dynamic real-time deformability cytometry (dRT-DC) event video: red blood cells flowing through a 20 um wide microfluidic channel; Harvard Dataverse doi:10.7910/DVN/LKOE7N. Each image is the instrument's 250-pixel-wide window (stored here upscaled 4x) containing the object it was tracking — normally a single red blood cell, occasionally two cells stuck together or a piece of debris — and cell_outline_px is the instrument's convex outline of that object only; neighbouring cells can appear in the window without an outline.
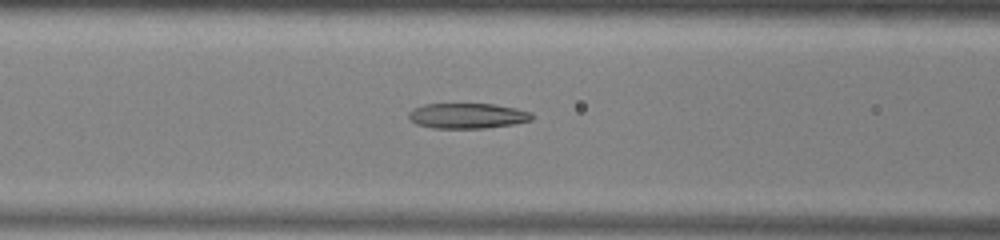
{"species": "common noctule bat (a hibernating species)", "species_latin": "Nyctalus noctula", "temperature_condition": "warm", "stored_images_in_passage": 52, "camera_frame_rate_fps": 3000, "um_per_image_px": 0.085, "animal": {"sex": "male", "body_mass_g": 13.0, "forearm_length_mm": 53.1}, "frame": {"image": 1, "passage_image": 21, "time_ms": 6.667, "image_size_px": [1000, 240], "cell_outline_px": [[532, 120], [512, 124], [484, 128], [432, 128], [416, 124], [408, 116], [408, 112], [412, 108], [424, 104], [492, 104], [516, 108], [532, 112]], "centroid_in_image_um": [39.7, 9.84], "position_along_channel_um": 126.9, "area_um2": 18.15}}
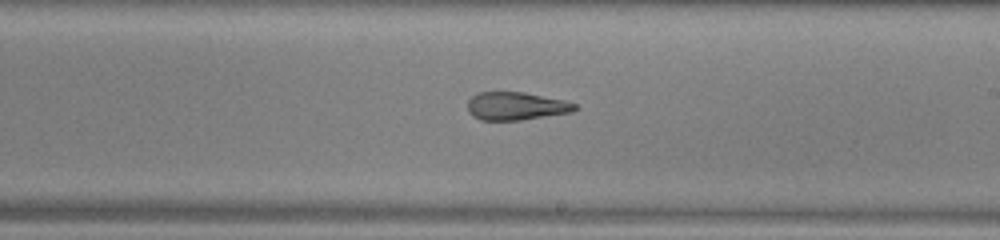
{"frame": {"image": 2, "passage_image": 30, "time_ms": 9.667, "image_size_px": [1000, 240], "cell_outline_px": [[580, 108], [572, 112], [520, 120], [480, 120], [472, 116], [468, 112], [468, 100], [476, 92], [524, 92], [564, 100], [576, 104]], "centroid_in_image_um": [43.86, 9.01], "position_along_channel_um": 245.1, "area_um2": 17.63}}
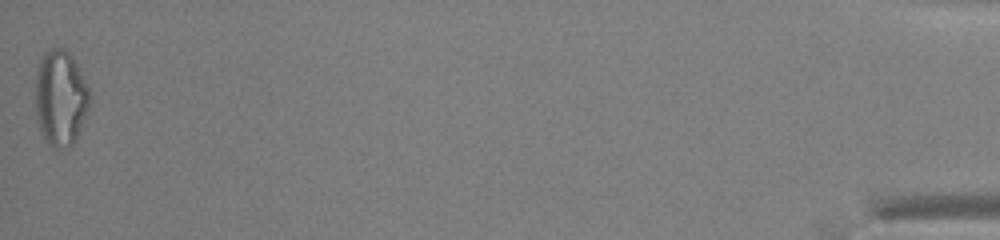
{"frame": {"image": 3, "passage_image": 52, "time_ms": 17.0, "image_size_px": [1000, 240], "cell_outline_px": [[92, 100], [80, 132], [76, 140], [68, 148], [56, 148], [48, 144], [36, 120], [36, 68], [44, 52], [52, 48], [64, 48], [72, 56], [92, 96]], "centroid_in_image_um": [5.16, 8.34], "position_along_channel_um": 430.0, "area_um2": 30.52}, "authors_computed_cell_mechanics": {"area_um2": 21.0681, "velocity_mm_per_s": 3.9518, "shape_relaxation_time_tau1_ms": null, "shape_relaxation_time_tau2_ms": 2.9568, "deformation_change_tau1": null, "deformation_change_tau2": 0.1304}}